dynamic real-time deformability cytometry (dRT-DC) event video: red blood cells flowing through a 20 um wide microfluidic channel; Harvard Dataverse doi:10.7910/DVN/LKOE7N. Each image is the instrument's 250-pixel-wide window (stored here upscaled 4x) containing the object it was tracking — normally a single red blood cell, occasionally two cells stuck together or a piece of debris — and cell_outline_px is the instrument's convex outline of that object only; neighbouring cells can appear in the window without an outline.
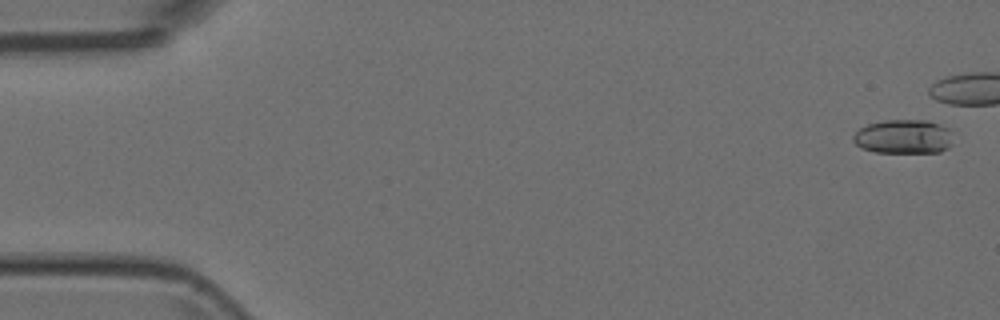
{"species": "Egyptian fruit bat (a non-hibernating species)", "species_latin": "Rousettus aegyptiacus", "temperature_condition": "room temperature", "stored_images_in_passage": 6, "camera_frame_rate_fps": 3000, "um_per_image_px": 0.085, "animal": {"sex": "female"}, "frame": {"image": 1, "passage_image": 1, "time_ms": 0.0, "image_size_px": [1000, 320], "cell_outline_px": [[952, 144], [948, 148], [940, 152], [876, 152], [860, 148], [852, 140], [852, 136], [860, 128], [868, 124], [884, 120], [928, 120], [948, 128]], "centroid_in_image_um": [76.77, 11.62], "position_along_channel_um": 8.2, "area_um2": 19.83}}